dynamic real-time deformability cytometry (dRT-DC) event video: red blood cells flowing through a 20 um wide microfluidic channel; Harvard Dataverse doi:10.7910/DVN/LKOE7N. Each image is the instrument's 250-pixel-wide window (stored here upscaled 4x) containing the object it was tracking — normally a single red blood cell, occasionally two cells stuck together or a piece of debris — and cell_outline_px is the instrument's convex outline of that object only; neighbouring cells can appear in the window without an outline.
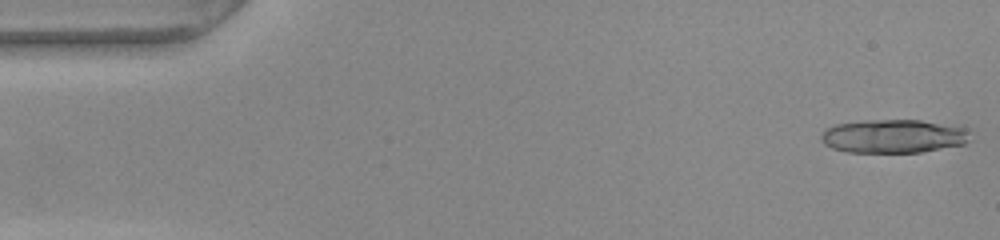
{"species": "common noctule bat (a hibernating species)", "species_latin": "Nyctalus noctula", "temperature_condition": "warm", "stored_images_in_passage": 12, "camera_frame_rate_fps": 3000, "um_per_image_px": 0.085, "animal": {"sex": "female", "body_mass_g": 22.0, "forearm_length_mm": 56.7}, "frame": {"image": 1, "passage_image": 1, "time_ms": 0.0, "image_size_px": [1000, 240], "cell_outline_px": [[964, 144], [920, 152], [848, 152], [832, 148], [824, 144], [820, 140], [820, 136], [828, 128], [836, 124], [864, 120], [920, 120], [964, 128]], "centroid_in_image_um": [75.81, 11.58], "position_along_channel_um": 9.2, "area_um2": 28.44}}